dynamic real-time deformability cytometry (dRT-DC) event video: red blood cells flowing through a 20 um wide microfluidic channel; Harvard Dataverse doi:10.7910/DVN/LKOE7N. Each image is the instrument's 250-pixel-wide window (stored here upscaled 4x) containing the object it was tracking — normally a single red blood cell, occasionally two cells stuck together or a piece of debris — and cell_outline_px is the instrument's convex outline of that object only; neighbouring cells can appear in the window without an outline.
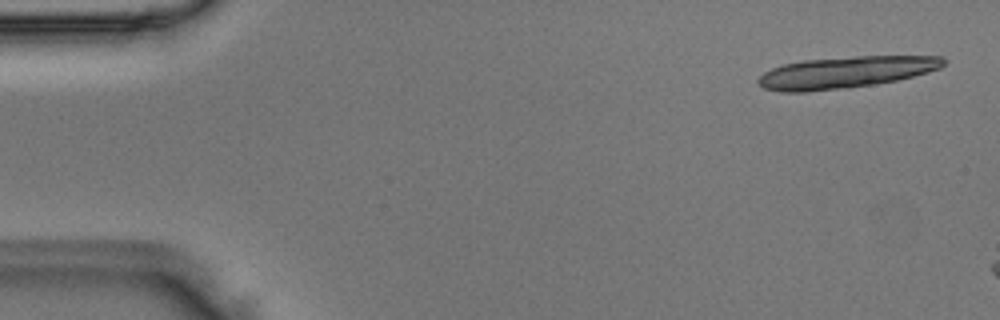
{"species": "Egyptian fruit bat (a non-hibernating species)", "species_latin": "Rousettus aegyptiacus", "temperature_condition": "room temperature", "stored_images_in_passage": 3, "camera_frame_rate_fps": 3000, "um_per_image_px": 0.085, "animal": {"sex": "male"}, "frame": {"image": 1, "passage_image": 1, "time_ms": 0.0, "image_size_px": [1000, 320], "cell_outline_px": [[944, 64], [940, 68], [928, 72], [896, 80], [872, 84], [844, 88], [804, 92], [780, 92], [764, 88], [756, 80], [764, 72], [780, 64], [804, 60], [856, 56], [940, 56], [944, 60]], "centroid_in_image_um": [71.82, 6.14], "position_along_channel_um": 13.2, "area_um2": 33.93}}